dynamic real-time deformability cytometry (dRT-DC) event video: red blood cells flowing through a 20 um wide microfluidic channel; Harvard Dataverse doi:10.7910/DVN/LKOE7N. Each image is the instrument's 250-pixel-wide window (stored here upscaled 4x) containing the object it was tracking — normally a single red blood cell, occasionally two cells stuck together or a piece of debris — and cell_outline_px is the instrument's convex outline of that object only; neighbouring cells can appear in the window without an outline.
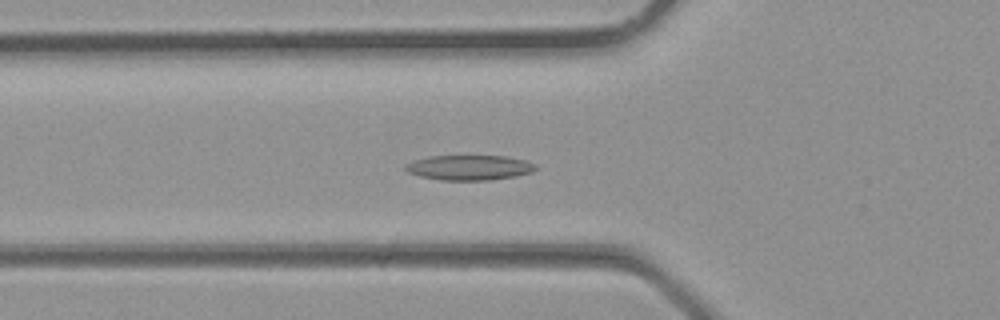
{"species": "common noctule bat (a hibernating species)", "species_latin": "Nyctalus noctula", "temperature_condition": "room temperature", "stored_images_in_passage": 29, "camera_frame_rate_fps": 3000, "um_per_image_px": 0.085, "animal": {"sex": "male", "body_mass_g": 23.1, "forearm_length_mm": 52.7}, "frame": {"image": 1, "passage_image": 7, "time_ms": 2.0, "image_size_px": [1000, 320], "cell_outline_px": [[536, 168], [532, 172], [516, 176], [488, 180], [440, 180], [420, 176], [408, 172], [404, 168], [408, 164], [416, 160], [428, 156], [504, 156], [524, 160], [536, 164]], "centroid_in_image_um": [39.91, 14.25], "position_along_channel_um": 85.9, "area_um2": 18.79}}
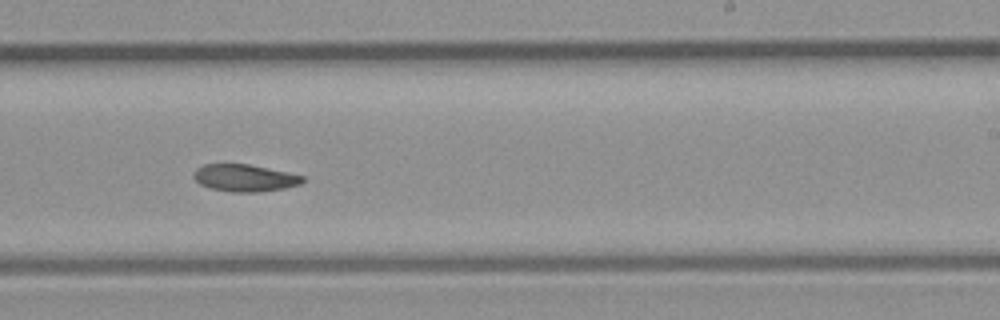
{"frame": {"image": 2, "passage_image": 16, "time_ms": 5.0, "image_size_px": [1000, 320], "cell_outline_px": [[304, 180], [300, 184], [284, 188], [256, 192], [232, 192], [208, 188], [200, 184], [192, 176], [192, 172], [196, 168], [204, 164], [248, 164], [288, 172], [304, 176]], "centroid_in_image_um": [20.75, 15.12], "position_along_channel_um": 268.2, "area_um2": 17.28}}
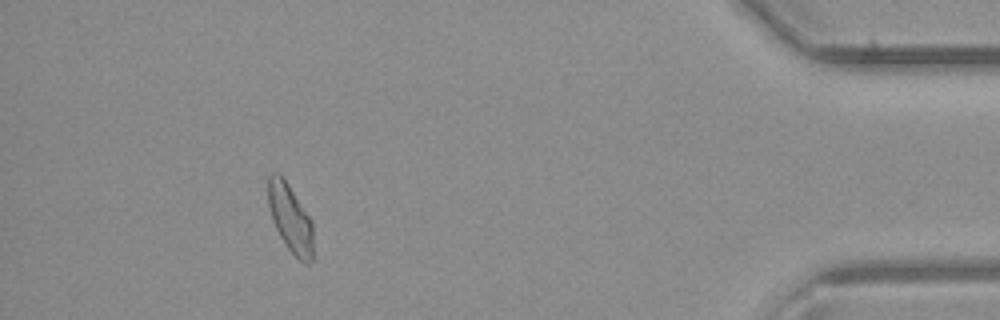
{"frame": {"image": 3, "passage_image": 26, "time_ms": 8.333, "image_size_px": [1000, 320], "cell_outline_px": [[312, 260], [308, 264], [304, 264], [288, 248], [280, 236], [272, 220], [268, 204], [268, 176], [272, 172], [276, 172], [288, 184], [308, 216], [312, 224]], "centroid_in_image_um": [24.65, 18.56], "position_along_channel_um": 410.5, "area_um2": 17.4}}